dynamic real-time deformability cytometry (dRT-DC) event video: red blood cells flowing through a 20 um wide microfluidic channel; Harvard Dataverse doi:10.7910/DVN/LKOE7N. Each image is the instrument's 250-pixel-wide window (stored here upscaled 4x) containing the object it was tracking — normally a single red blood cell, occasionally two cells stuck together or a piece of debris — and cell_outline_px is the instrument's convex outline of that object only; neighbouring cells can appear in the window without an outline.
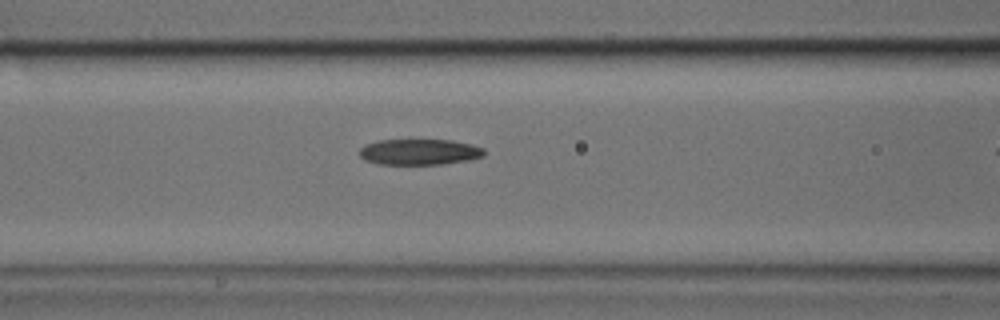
{"species": "common noctule bat (a hibernating species)", "species_latin": "Nyctalus noctula", "temperature_condition": "cold", "stored_images_in_passage": 24, "camera_frame_rate_fps": 3000, "um_per_image_px": 0.085, "animal": {"sex": "male", "body_mass_g": 17.9, "forearm_length_mm": 54.2}, "frame": {"image": 1, "passage_image": 14, "time_ms": 4.333, "image_size_px": [1000, 320], "cell_outline_px": [[484, 156], [468, 160], [440, 164], [380, 164], [364, 160], [360, 156], [360, 148], [364, 144], [376, 140], [452, 140], [472, 144], [484, 148]], "centroid_in_image_um": [35.63, 12.9], "position_along_channel_um": 131.0, "area_um2": 18.84}}